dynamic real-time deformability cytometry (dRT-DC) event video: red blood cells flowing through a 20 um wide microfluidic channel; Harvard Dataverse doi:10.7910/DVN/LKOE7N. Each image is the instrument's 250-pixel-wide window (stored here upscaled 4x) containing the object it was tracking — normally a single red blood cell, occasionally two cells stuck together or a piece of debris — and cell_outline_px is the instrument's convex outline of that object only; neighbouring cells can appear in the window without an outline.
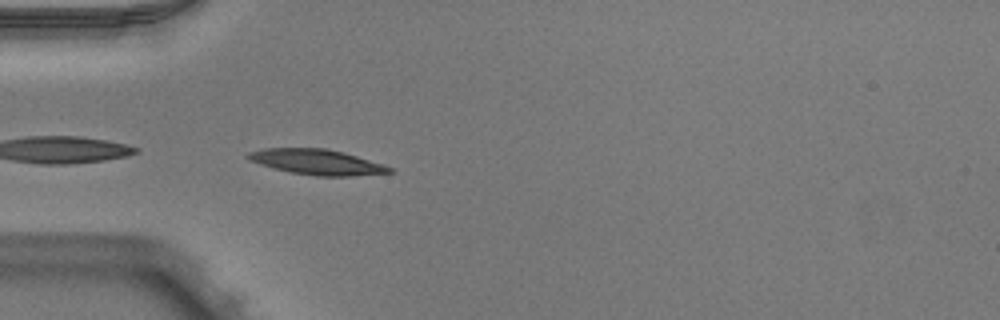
{"species": "Egyptian fruit bat (a non-hibernating species)", "species_latin": "Rousettus aegyptiacus", "temperature_condition": "warm", "stored_images_in_passage": 15, "camera_frame_rate_fps": 3000, "um_per_image_px": 0.085, "animal": {"sex": "male"}, "frame": {"image": 1, "passage_image": 1, "time_ms": 0.0, "image_size_px": [1000, 320], "cell_outline_px": [[396, 172], [352, 176], [316, 176], [292, 172], [260, 164], [248, 160], [244, 156], [248, 152], [264, 148], [328, 148], [344, 152], [384, 164], [392, 168]], "centroid_in_image_um": [26.96, 13.76], "position_along_channel_um": 58.0, "area_um2": 20.98}}
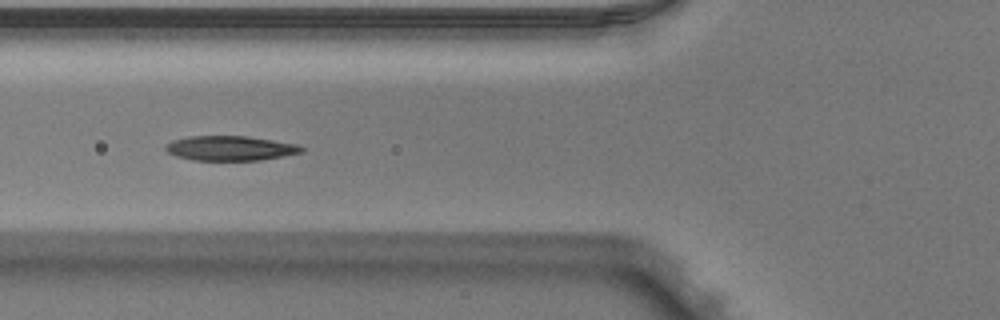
{"frame": {"image": 2, "passage_image": 5, "time_ms": 1.333, "image_size_px": [1000, 320], "cell_outline_px": [[304, 152], [284, 156], [260, 160], [192, 160], [176, 156], [168, 152], [164, 148], [164, 144], [172, 140], [188, 136], [248, 136], [296, 144], [304, 148]], "centroid_in_image_um": [19.54, 12.6], "position_along_channel_um": 106.3, "area_um2": 19.65}}
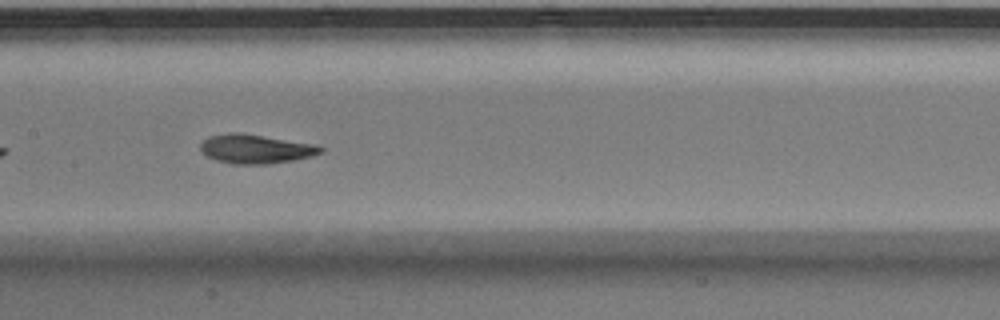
{"frame": {"image": 3, "passage_image": 11, "time_ms": 3.333, "image_size_px": [1000, 320], "cell_outline_px": [[324, 152], [312, 156], [292, 160], [268, 164], [232, 164], [216, 160], [200, 152], [200, 144], [208, 136], [228, 132], [236, 132], [316, 144], [324, 148]], "centroid_in_image_um": [21.72, 12.66], "position_along_channel_um": 185.7, "area_um2": 20.4}}